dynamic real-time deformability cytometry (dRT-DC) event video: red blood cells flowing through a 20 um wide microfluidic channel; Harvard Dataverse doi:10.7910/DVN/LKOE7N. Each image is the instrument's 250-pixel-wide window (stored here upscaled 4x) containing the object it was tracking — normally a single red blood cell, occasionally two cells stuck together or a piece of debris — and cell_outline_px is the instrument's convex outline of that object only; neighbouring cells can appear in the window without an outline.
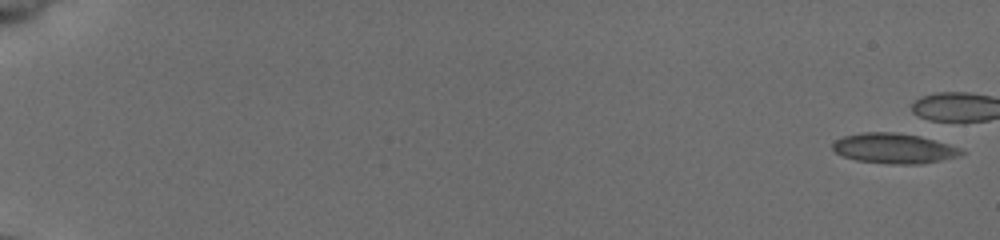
{"species": "common noctule bat (a hibernating species)", "species_latin": "Nyctalus noctula", "temperature_condition": "cold", "stored_images_in_passage": 3, "camera_frame_rate_fps": 3000, "um_per_image_px": 0.085, "animal": {"sex": "female", "body_mass_g": 19.5, "forearm_length_mm": 54.1}, "frame": {"image": 1, "passage_image": 1, "time_ms": 0.0, "image_size_px": [1000, 240], "cell_outline_px": [[964, 152], [956, 156], [940, 160], [920, 164], [888, 164], [856, 160], [844, 156], [836, 152], [832, 148], [832, 144], [836, 140], [844, 136], [864, 132], [896, 132], [920, 136], [960, 148]], "centroid_in_image_um": [75.95, 12.61], "position_along_channel_um": 9.1, "area_um2": 22.31}}